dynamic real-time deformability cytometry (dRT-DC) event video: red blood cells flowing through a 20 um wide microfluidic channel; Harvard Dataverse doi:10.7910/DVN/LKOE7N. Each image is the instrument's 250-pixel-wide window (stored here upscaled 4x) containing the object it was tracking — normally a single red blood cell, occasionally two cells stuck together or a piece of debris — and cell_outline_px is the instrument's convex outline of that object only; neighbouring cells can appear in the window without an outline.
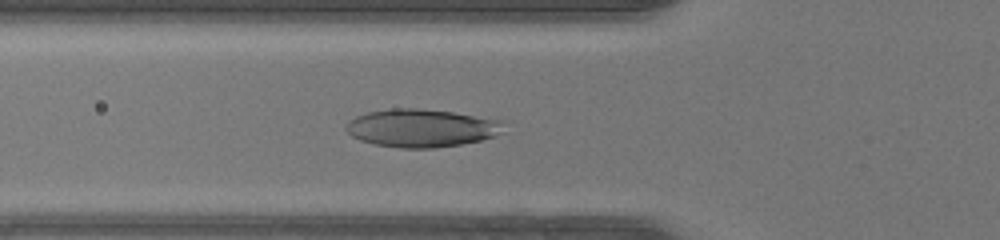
{"species": "human", "species_latin": "Homo sapiens", "temperature_condition": "warm", "stored_images_in_passage": 33, "camera_frame_rate_fps": 3000, "um_per_image_px": 0.085, "donor": {"sex": "female"}, "frame": {"image": 1, "passage_image": 2, "time_ms": 0.333, "image_size_px": [1000, 240], "cell_outline_px": [[508, 120], [504, 132], [480, 140], [460, 144], [432, 148], [400, 148], [376, 144], [360, 140], [352, 136], [344, 128], [356, 116], [368, 112], [392, 108], [416, 108], [452, 112]], "centroid_in_image_um": [35.91, 10.87], "position_along_channel_um": 89.9, "area_um2": 35.03}}
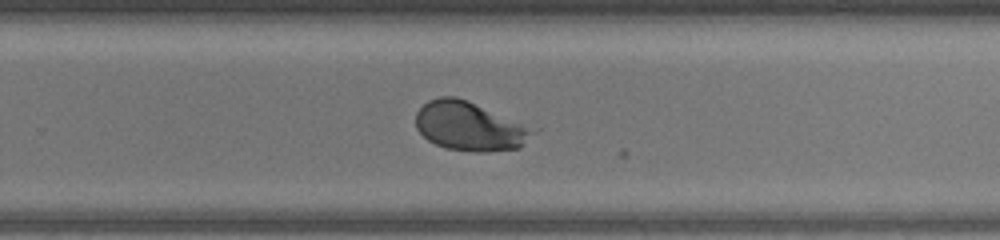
{"frame": {"image": 2, "passage_image": 16, "time_ms": 5.0, "image_size_px": [1000, 240], "cell_outline_px": [[540, 128], [520, 148], [480, 152], [476, 152], [448, 148], [436, 144], [428, 140], [416, 128], [416, 112], [428, 100], [440, 96], [456, 96]], "centroid_in_image_um": [39.98, 10.72], "position_along_channel_um": 289.8, "area_um2": 33.76}}
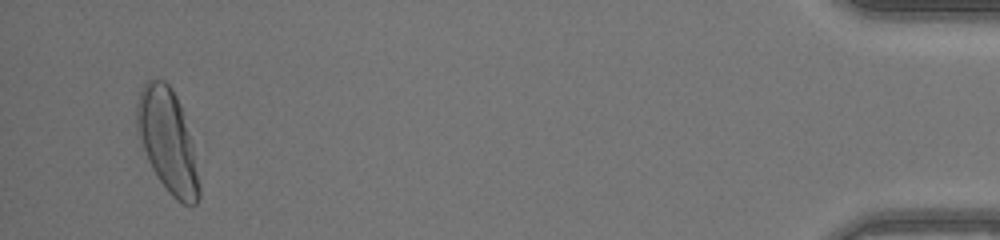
{"frame": {"image": 3, "passage_image": 31, "time_ms": 10.0, "image_size_px": [1000, 240], "cell_outline_px": [[200, 196], [196, 204], [184, 204], [176, 200], [168, 192], [156, 176], [148, 160], [136, 128], [136, 104], [140, 92], [144, 84], [148, 80], [164, 80], [172, 88], [180, 104], [192, 144], [200, 184]], "centroid_in_image_um": [14.24, 11.99], "position_along_channel_um": 421.0, "area_um2": 36.99}}